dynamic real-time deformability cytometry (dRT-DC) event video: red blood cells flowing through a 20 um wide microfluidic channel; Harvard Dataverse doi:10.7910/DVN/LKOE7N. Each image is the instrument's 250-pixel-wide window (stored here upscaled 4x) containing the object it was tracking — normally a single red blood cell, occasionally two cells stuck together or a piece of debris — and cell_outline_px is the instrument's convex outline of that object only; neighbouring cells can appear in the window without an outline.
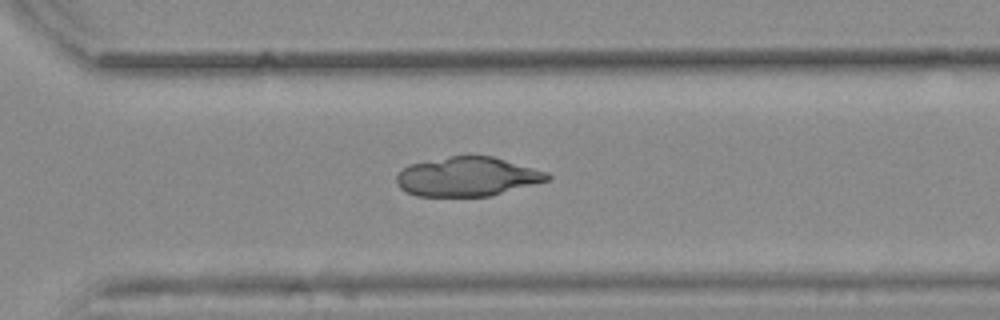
{"species": "common noctule bat (a hibernating species)", "species_latin": "Nyctalus noctula", "temperature_condition": "warm", "stored_images_in_passage": 32, "camera_frame_rate_fps": 3000, "um_per_image_px": 0.085, "animal": {"sex": "female", "body_mass_g": 25.1}, "frame": {"image": 1, "passage_image": 24, "time_ms": 7.667, "image_size_px": [1000, 320], "cell_outline_px": [[552, 176], [548, 180], [488, 196], [416, 196], [404, 192], [400, 188], [396, 180], [396, 176], [408, 164], [452, 156], [492, 156], [548, 172]], "centroid_in_image_um": [39.69, 15.02], "position_along_channel_um": 330.9, "area_um2": 34.16}}
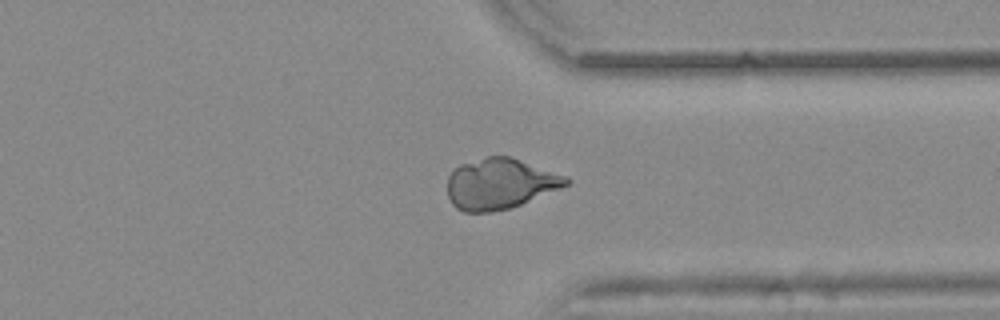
{"frame": {"image": 2, "passage_image": 27, "time_ms": 8.667, "image_size_px": [1000, 320], "cell_outline_px": [[572, 180], [568, 184], [560, 188], [520, 204], [508, 208], [492, 212], [464, 212], [456, 208], [452, 204], [448, 196], [448, 176], [460, 164], [488, 156], [508, 156], [568, 176]], "centroid_in_image_um": [42.49, 15.62], "position_along_channel_um": 368.9, "area_um2": 34.8}}